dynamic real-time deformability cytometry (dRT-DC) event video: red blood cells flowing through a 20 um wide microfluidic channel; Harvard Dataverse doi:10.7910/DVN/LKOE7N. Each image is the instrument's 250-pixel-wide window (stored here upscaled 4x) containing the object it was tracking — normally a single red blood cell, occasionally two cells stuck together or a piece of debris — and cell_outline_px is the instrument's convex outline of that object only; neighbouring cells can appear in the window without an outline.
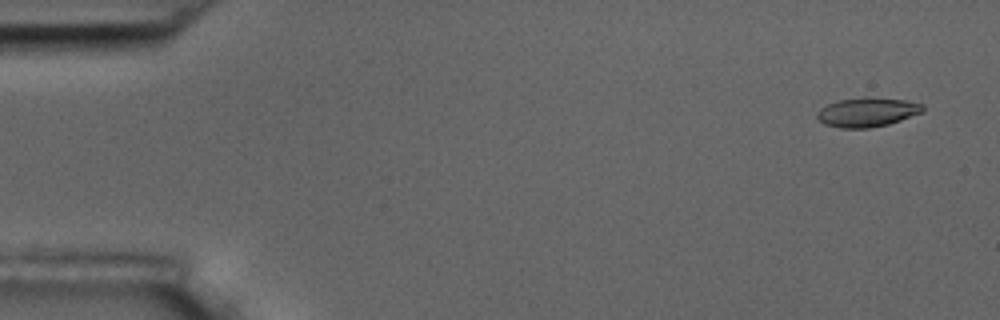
{"species": "common noctule bat (a hibernating species)", "species_latin": "Nyctalus noctula", "temperature_condition": "room temperature", "stored_images_in_passage": 10, "camera_frame_rate_fps": 3000, "um_per_image_px": 0.085, "animal": {"sex": "male", "body_mass_g": 17.5, "forearm_length_mm": 52.3}, "frame": {"image": 1, "passage_image": 1, "time_ms": 0.0, "image_size_px": [1000, 320], "cell_outline_px": [[924, 112], [888, 124], [868, 128], [840, 128], [824, 124], [816, 116], [816, 112], [820, 108], [828, 104], [840, 100], [864, 96], [868, 96], [904, 100], [924, 104]], "centroid_in_image_um": [73.72, 9.52], "position_along_channel_um": 11.3, "area_um2": 18.15}}
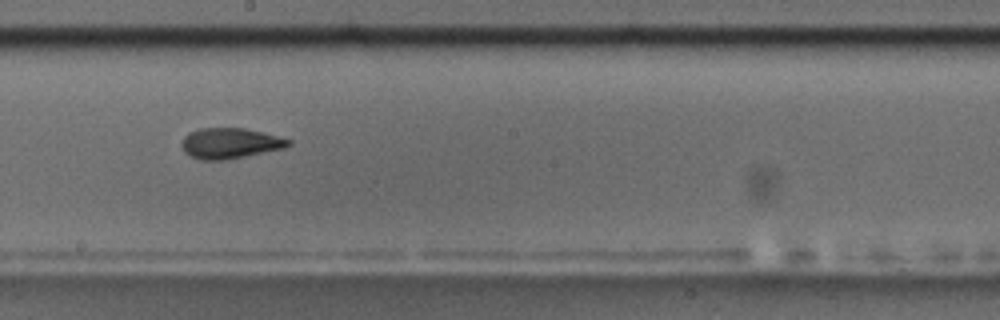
{"frame": {"image": 2, "passage_image": 9, "time_ms": 9.333, "image_size_px": [1000, 320], "cell_outline_px": [[292, 144], [284, 148], [228, 160], [200, 160], [184, 152], [180, 144], [184, 136], [188, 132], [200, 128], [244, 128], [292, 140]], "centroid_in_image_um": [19.52, 12.18], "position_along_channel_um": 228.7, "area_um2": 19.07}}
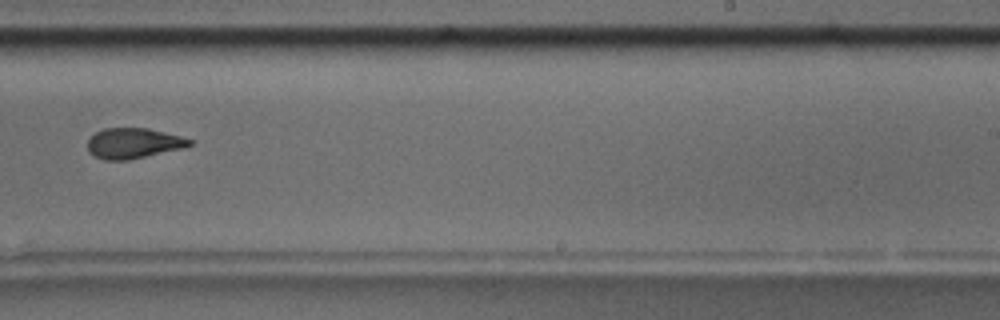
{"frame": {"image": 3, "passage_image": 10, "time_ms": 10.667, "image_size_px": [1000, 320], "cell_outline_px": [[196, 144], [184, 148], [128, 160], [104, 160], [92, 156], [88, 152], [88, 140], [96, 132], [104, 128], [148, 128], [196, 140]], "centroid_in_image_um": [11.38, 12.18], "position_along_channel_um": 277.6, "area_um2": 18.32}}